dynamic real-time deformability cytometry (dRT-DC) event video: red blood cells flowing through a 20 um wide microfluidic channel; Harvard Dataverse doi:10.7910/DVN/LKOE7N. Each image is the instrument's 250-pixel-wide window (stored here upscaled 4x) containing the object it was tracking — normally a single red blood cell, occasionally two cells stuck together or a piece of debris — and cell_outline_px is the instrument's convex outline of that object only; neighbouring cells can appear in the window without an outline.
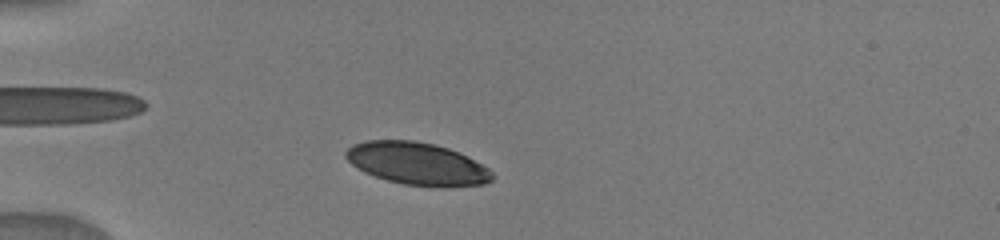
{"species": "human", "species_latin": "Homo sapiens", "temperature_condition": "warm", "stored_images_in_passage": 28, "camera_frame_rate_fps": 3000, "um_per_image_px": 0.085, "donor": {"sex": "male"}, "frame": {"image": 1, "passage_image": 4, "time_ms": 1.667, "image_size_px": [1000, 240], "cell_outline_px": [[496, 176], [492, 180], [484, 184], [444, 188], [404, 184], [388, 180], [364, 172], [352, 164], [344, 156], [344, 152], [352, 144], [364, 140], [416, 140], [436, 144], [460, 152], [468, 156], [488, 168]], "centroid_in_image_um": [35.49, 13.91], "position_along_channel_um": 49.5, "area_um2": 36.65}}
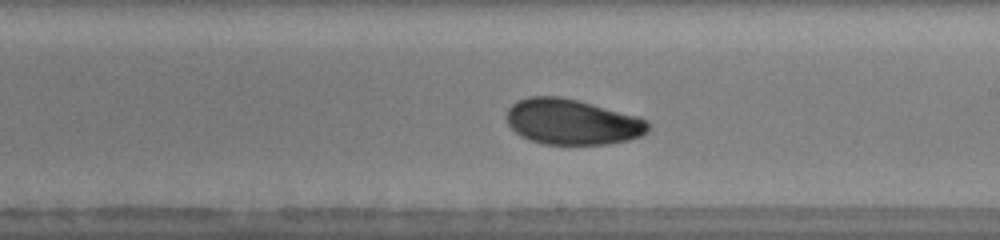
{"frame": {"image": 2, "passage_image": 15, "time_ms": 7.0, "image_size_px": [1000, 240], "cell_outline_px": [[652, 128], [648, 132], [640, 136], [628, 140], [608, 144], [544, 144], [520, 136], [508, 124], [508, 108], [516, 100], [528, 96], [560, 96], [592, 104], [636, 116], [648, 120], [652, 124]], "centroid_in_image_um": [48.66, 10.36], "position_along_channel_um": 240.3, "area_um2": 37.57}}
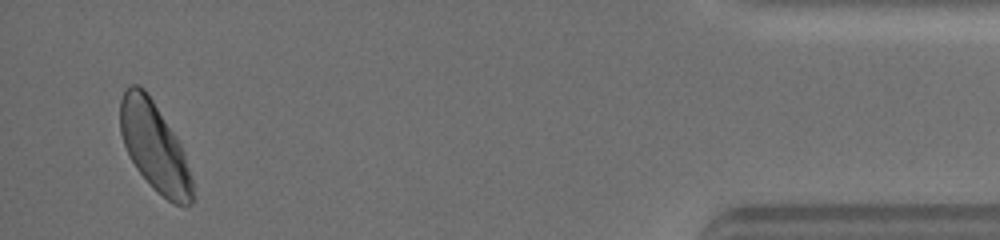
{"frame": {"image": 3, "passage_image": 27, "time_ms": 13.0, "image_size_px": [1000, 240], "cell_outline_px": [[192, 204], [184, 208], [168, 200], [156, 192], [152, 188], [136, 168], [124, 144], [120, 132], [120, 100], [124, 88], [128, 84], [136, 84], [144, 88], [176, 136], [184, 152], [192, 180]], "centroid_in_image_um": [13.12, 12.47], "position_along_channel_um": 422.1, "area_um2": 37.22}}